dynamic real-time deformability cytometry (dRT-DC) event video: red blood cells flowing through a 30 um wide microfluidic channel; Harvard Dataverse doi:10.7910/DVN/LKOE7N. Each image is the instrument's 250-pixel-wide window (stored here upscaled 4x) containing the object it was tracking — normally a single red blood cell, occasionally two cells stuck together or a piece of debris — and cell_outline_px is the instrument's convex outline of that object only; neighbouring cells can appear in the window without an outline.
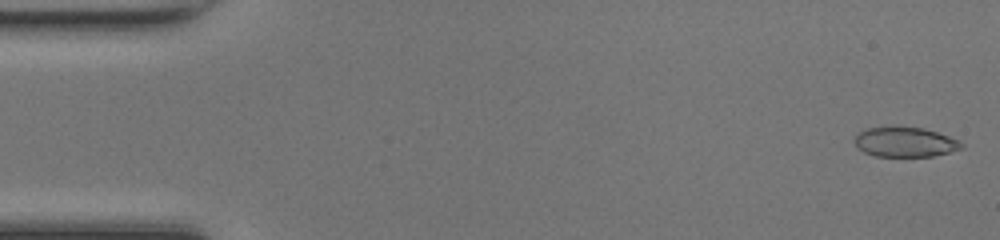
{"species": "common noctule bat (a hibernating species)", "species_latin": "Nyctalus noctula", "temperature_condition": "room temperature", "stored_images_in_passage": 48, "camera_frame_rate_fps": 3000, "um_per_image_px": 0.085, "animal": {"sex": "female", "body_mass_g": 17.0, "forearm_length_mm": 48.0}, "frame": {"image": 1, "passage_image": 1, "time_ms": 0.0, "image_size_px": [1000, 240], "cell_outline_px": [[964, 148], [932, 156], [876, 156], [864, 152], [856, 148], [852, 140], [860, 132], [868, 128], [892, 124], [896, 124], [924, 128], [960, 140], [964, 144]], "centroid_in_image_um": [76.89, 12.03], "position_along_channel_um": 8.1, "area_um2": 19.19}}
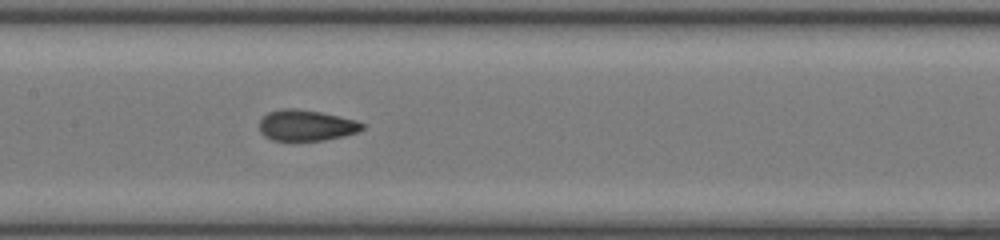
{"frame": {"image": 2, "passage_image": 23, "time_ms": 7.333, "image_size_px": [1000, 240], "cell_outline_px": [[364, 128], [360, 132], [344, 136], [324, 140], [272, 140], [264, 136], [260, 132], [260, 120], [268, 112], [284, 108], [296, 108], [320, 112], [340, 116], [356, 120], [364, 124]], "centroid_in_image_um": [26.05, 10.65], "position_along_channel_um": 181.3, "area_um2": 18.61}}
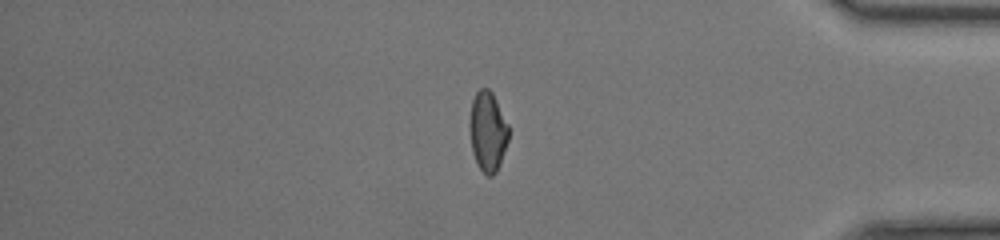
{"frame": {"image": 3, "passage_image": 40, "time_ms": 13.0, "image_size_px": [1000, 240], "cell_outline_px": [[508, 140], [500, 164], [496, 172], [492, 176], [488, 176], [476, 164], [472, 152], [468, 124], [468, 120], [472, 100], [476, 92], [480, 88], [488, 88], [492, 92], [508, 124]], "centroid_in_image_um": [41.43, 11.17], "position_along_channel_um": 393.8, "area_um2": 18.32}, "authors_computed_cell_mechanics": {"area_um2": 18.8139, "velocity_mm_per_s": 4.3072, "shape_relaxation_time_tau1_ms": null, "shape_relaxation_time_tau2_ms": 0.8921, "deformation_change_tau1": null, "deformation_change_tau2": 0.0603}}